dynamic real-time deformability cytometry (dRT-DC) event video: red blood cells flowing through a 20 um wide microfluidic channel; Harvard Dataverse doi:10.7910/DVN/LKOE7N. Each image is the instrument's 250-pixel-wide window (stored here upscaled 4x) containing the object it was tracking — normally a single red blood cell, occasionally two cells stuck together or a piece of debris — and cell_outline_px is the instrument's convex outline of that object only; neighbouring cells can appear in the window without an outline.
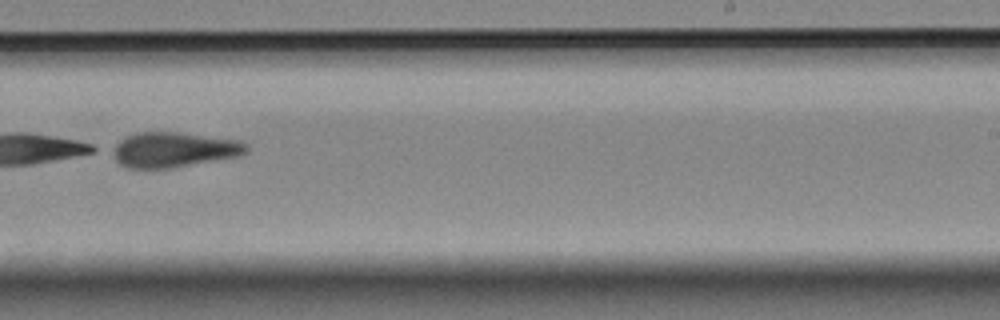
{"species": "Egyptian fruit bat (a non-hibernating species)", "species_latin": "Rousettus aegyptiacus", "temperature_condition": "room temperature", "stored_images_in_passage": 11, "camera_frame_rate_fps": 3000, "um_per_image_px": 0.085, "animal": {"sex": "female"}, "frame": {"image": 1, "passage_image": 8, "time_ms": 9.667, "image_size_px": [1000, 320], "cell_outline_px": [[248, 152], [240, 156], [168, 168], [128, 168], [120, 164], [116, 160], [108, 148], [124, 136], [136, 132], [180, 132], [240, 140], [248, 144]], "centroid_in_image_um": [14.73, 12.71], "position_along_channel_um": 274.3, "area_um2": 27.74}}
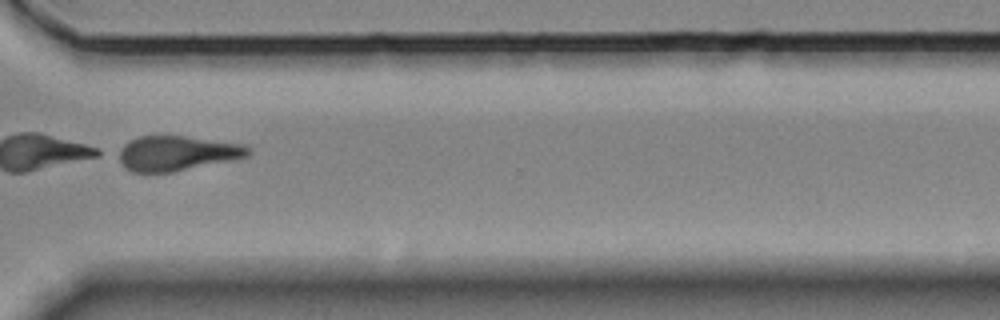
{"frame": {"image": 2, "passage_image": 10, "time_ms": 12.0, "image_size_px": [1000, 320], "cell_outline_px": [[252, 152], [248, 156], [236, 160], [172, 172], [132, 172], [124, 168], [112, 156], [112, 152], [124, 144], [140, 136], [184, 136], [244, 144], [252, 148]], "centroid_in_image_um": [14.98, 13.04], "position_along_channel_um": 355.6, "area_um2": 27.11}}